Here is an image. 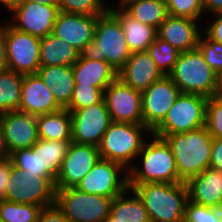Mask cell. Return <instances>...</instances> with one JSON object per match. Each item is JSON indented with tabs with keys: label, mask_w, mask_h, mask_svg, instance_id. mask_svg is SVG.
<instances>
[{
	"label": "cell",
	"mask_w": 222,
	"mask_h": 222,
	"mask_svg": "<svg viewBox=\"0 0 222 222\" xmlns=\"http://www.w3.org/2000/svg\"><path fill=\"white\" fill-rule=\"evenodd\" d=\"M135 161L128 169V184L183 182L178 177L173 153L163 138L152 134Z\"/></svg>",
	"instance_id": "6da1fadb"
},
{
	"label": "cell",
	"mask_w": 222,
	"mask_h": 222,
	"mask_svg": "<svg viewBox=\"0 0 222 222\" xmlns=\"http://www.w3.org/2000/svg\"><path fill=\"white\" fill-rule=\"evenodd\" d=\"M142 200L151 222H184L186 182L128 184Z\"/></svg>",
	"instance_id": "7a4b0ae2"
},
{
	"label": "cell",
	"mask_w": 222,
	"mask_h": 222,
	"mask_svg": "<svg viewBox=\"0 0 222 222\" xmlns=\"http://www.w3.org/2000/svg\"><path fill=\"white\" fill-rule=\"evenodd\" d=\"M175 158L178 177L187 182L209 167L213 137L206 126L184 133L165 135Z\"/></svg>",
	"instance_id": "3957f363"
},
{
	"label": "cell",
	"mask_w": 222,
	"mask_h": 222,
	"mask_svg": "<svg viewBox=\"0 0 222 222\" xmlns=\"http://www.w3.org/2000/svg\"><path fill=\"white\" fill-rule=\"evenodd\" d=\"M132 55L120 21L108 10L98 17L94 40L87 43L80 56L104 60L119 71Z\"/></svg>",
	"instance_id": "277c9868"
},
{
	"label": "cell",
	"mask_w": 222,
	"mask_h": 222,
	"mask_svg": "<svg viewBox=\"0 0 222 222\" xmlns=\"http://www.w3.org/2000/svg\"><path fill=\"white\" fill-rule=\"evenodd\" d=\"M151 135L145 125L112 121L98 146L100 157L120 163L128 170Z\"/></svg>",
	"instance_id": "5b68a950"
},
{
	"label": "cell",
	"mask_w": 222,
	"mask_h": 222,
	"mask_svg": "<svg viewBox=\"0 0 222 222\" xmlns=\"http://www.w3.org/2000/svg\"><path fill=\"white\" fill-rule=\"evenodd\" d=\"M182 93L210 98L220 93L217 74L206 63L198 49L180 52L169 74Z\"/></svg>",
	"instance_id": "8992f818"
},
{
	"label": "cell",
	"mask_w": 222,
	"mask_h": 222,
	"mask_svg": "<svg viewBox=\"0 0 222 222\" xmlns=\"http://www.w3.org/2000/svg\"><path fill=\"white\" fill-rule=\"evenodd\" d=\"M208 98L181 93L165 118L152 130V134L165 135L184 133L206 126V104Z\"/></svg>",
	"instance_id": "52a82bcc"
},
{
	"label": "cell",
	"mask_w": 222,
	"mask_h": 222,
	"mask_svg": "<svg viewBox=\"0 0 222 222\" xmlns=\"http://www.w3.org/2000/svg\"><path fill=\"white\" fill-rule=\"evenodd\" d=\"M113 198L89 194L76 187L56 189L55 205L70 222H102L109 214Z\"/></svg>",
	"instance_id": "ba28073f"
},
{
	"label": "cell",
	"mask_w": 222,
	"mask_h": 222,
	"mask_svg": "<svg viewBox=\"0 0 222 222\" xmlns=\"http://www.w3.org/2000/svg\"><path fill=\"white\" fill-rule=\"evenodd\" d=\"M55 196V183L49 177L11 168L5 200L44 208L55 204Z\"/></svg>",
	"instance_id": "9c48e42d"
},
{
	"label": "cell",
	"mask_w": 222,
	"mask_h": 222,
	"mask_svg": "<svg viewBox=\"0 0 222 222\" xmlns=\"http://www.w3.org/2000/svg\"><path fill=\"white\" fill-rule=\"evenodd\" d=\"M7 68L21 75L36 74L40 67L41 38L5 23Z\"/></svg>",
	"instance_id": "30bf717a"
},
{
	"label": "cell",
	"mask_w": 222,
	"mask_h": 222,
	"mask_svg": "<svg viewBox=\"0 0 222 222\" xmlns=\"http://www.w3.org/2000/svg\"><path fill=\"white\" fill-rule=\"evenodd\" d=\"M79 190L114 198L128 186V170L120 163L100 159L76 186Z\"/></svg>",
	"instance_id": "8fae6325"
},
{
	"label": "cell",
	"mask_w": 222,
	"mask_h": 222,
	"mask_svg": "<svg viewBox=\"0 0 222 222\" xmlns=\"http://www.w3.org/2000/svg\"><path fill=\"white\" fill-rule=\"evenodd\" d=\"M59 13L58 5L19 1L9 11L11 18L7 22L19 31L43 38L53 32L54 23Z\"/></svg>",
	"instance_id": "7c38bea8"
},
{
	"label": "cell",
	"mask_w": 222,
	"mask_h": 222,
	"mask_svg": "<svg viewBox=\"0 0 222 222\" xmlns=\"http://www.w3.org/2000/svg\"><path fill=\"white\" fill-rule=\"evenodd\" d=\"M104 101L112 121L143 125L141 91L117 77L104 90Z\"/></svg>",
	"instance_id": "4fadbf2b"
},
{
	"label": "cell",
	"mask_w": 222,
	"mask_h": 222,
	"mask_svg": "<svg viewBox=\"0 0 222 222\" xmlns=\"http://www.w3.org/2000/svg\"><path fill=\"white\" fill-rule=\"evenodd\" d=\"M68 111L72 120V142L98 147L112 122L104 99L100 103Z\"/></svg>",
	"instance_id": "5bb4252c"
},
{
	"label": "cell",
	"mask_w": 222,
	"mask_h": 222,
	"mask_svg": "<svg viewBox=\"0 0 222 222\" xmlns=\"http://www.w3.org/2000/svg\"><path fill=\"white\" fill-rule=\"evenodd\" d=\"M182 92L169 75L142 91L143 125L151 131L165 118Z\"/></svg>",
	"instance_id": "9a60e30c"
},
{
	"label": "cell",
	"mask_w": 222,
	"mask_h": 222,
	"mask_svg": "<svg viewBox=\"0 0 222 222\" xmlns=\"http://www.w3.org/2000/svg\"><path fill=\"white\" fill-rule=\"evenodd\" d=\"M100 159L97 146L71 142L62 161L55 188L76 187Z\"/></svg>",
	"instance_id": "2e32d148"
},
{
	"label": "cell",
	"mask_w": 222,
	"mask_h": 222,
	"mask_svg": "<svg viewBox=\"0 0 222 222\" xmlns=\"http://www.w3.org/2000/svg\"><path fill=\"white\" fill-rule=\"evenodd\" d=\"M6 146L9 153L32 148L38 141L37 116L21 111L0 114Z\"/></svg>",
	"instance_id": "e0dca14e"
},
{
	"label": "cell",
	"mask_w": 222,
	"mask_h": 222,
	"mask_svg": "<svg viewBox=\"0 0 222 222\" xmlns=\"http://www.w3.org/2000/svg\"><path fill=\"white\" fill-rule=\"evenodd\" d=\"M99 16L101 15H79L60 11L52 34L81 52L87 43L94 40Z\"/></svg>",
	"instance_id": "ac0fdd59"
},
{
	"label": "cell",
	"mask_w": 222,
	"mask_h": 222,
	"mask_svg": "<svg viewBox=\"0 0 222 222\" xmlns=\"http://www.w3.org/2000/svg\"><path fill=\"white\" fill-rule=\"evenodd\" d=\"M198 23V20L168 14L157 28V37L167 41L180 52L195 50L203 32Z\"/></svg>",
	"instance_id": "d6986e66"
},
{
	"label": "cell",
	"mask_w": 222,
	"mask_h": 222,
	"mask_svg": "<svg viewBox=\"0 0 222 222\" xmlns=\"http://www.w3.org/2000/svg\"><path fill=\"white\" fill-rule=\"evenodd\" d=\"M61 109L50 88L37 74L23 75L19 111L39 116Z\"/></svg>",
	"instance_id": "ffe728a7"
},
{
	"label": "cell",
	"mask_w": 222,
	"mask_h": 222,
	"mask_svg": "<svg viewBox=\"0 0 222 222\" xmlns=\"http://www.w3.org/2000/svg\"><path fill=\"white\" fill-rule=\"evenodd\" d=\"M147 51L134 52L118 71V78L135 90L144 91L163 77Z\"/></svg>",
	"instance_id": "44dd1931"
},
{
	"label": "cell",
	"mask_w": 222,
	"mask_h": 222,
	"mask_svg": "<svg viewBox=\"0 0 222 222\" xmlns=\"http://www.w3.org/2000/svg\"><path fill=\"white\" fill-rule=\"evenodd\" d=\"M188 198L200 205L222 209V171L206 168L186 182Z\"/></svg>",
	"instance_id": "7402d4cb"
},
{
	"label": "cell",
	"mask_w": 222,
	"mask_h": 222,
	"mask_svg": "<svg viewBox=\"0 0 222 222\" xmlns=\"http://www.w3.org/2000/svg\"><path fill=\"white\" fill-rule=\"evenodd\" d=\"M116 6L110 3L109 11L120 21L129 49L132 53L146 51L155 41L157 30L134 19L118 3Z\"/></svg>",
	"instance_id": "603a6c76"
},
{
	"label": "cell",
	"mask_w": 222,
	"mask_h": 222,
	"mask_svg": "<svg viewBox=\"0 0 222 222\" xmlns=\"http://www.w3.org/2000/svg\"><path fill=\"white\" fill-rule=\"evenodd\" d=\"M75 85H91L105 90L118 77V71L104 60L79 56L72 66Z\"/></svg>",
	"instance_id": "cb8c5ba5"
},
{
	"label": "cell",
	"mask_w": 222,
	"mask_h": 222,
	"mask_svg": "<svg viewBox=\"0 0 222 222\" xmlns=\"http://www.w3.org/2000/svg\"><path fill=\"white\" fill-rule=\"evenodd\" d=\"M36 74L50 88L56 102L66 108L74 93L72 66H40Z\"/></svg>",
	"instance_id": "d4e9b609"
},
{
	"label": "cell",
	"mask_w": 222,
	"mask_h": 222,
	"mask_svg": "<svg viewBox=\"0 0 222 222\" xmlns=\"http://www.w3.org/2000/svg\"><path fill=\"white\" fill-rule=\"evenodd\" d=\"M80 52L52 33L41 38L40 66H73Z\"/></svg>",
	"instance_id": "484cf974"
},
{
	"label": "cell",
	"mask_w": 222,
	"mask_h": 222,
	"mask_svg": "<svg viewBox=\"0 0 222 222\" xmlns=\"http://www.w3.org/2000/svg\"><path fill=\"white\" fill-rule=\"evenodd\" d=\"M38 137L51 141H72V120L66 108L37 116Z\"/></svg>",
	"instance_id": "4316f807"
},
{
	"label": "cell",
	"mask_w": 222,
	"mask_h": 222,
	"mask_svg": "<svg viewBox=\"0 0 222 222\" xmlns=\"http://www.w3.org/2000/svg\"><path fill=\"white\" fill-rule=\"evenodd\" d=\"M119 5L134 19L156 30L168 15L165 0H120Z\"/></svg>",
	"instance_id": "83f0119b"
},
{
	"label": "cell",
	"mask_w": 222,
	"mask_h": 222,
	"mask_svg": "<svg viewBox=\"0 0 222 222\" xmlns=\"http://www.w3.org/2000/svg\"><path fill=\"white\" fill-rule=\"evenodd\" d=\"M72 141H51L39 138L32 150H39L43 176L49 177L54 183L59 174L62 161Z\"/></svg>",
	"instance_id": "f1b7e54d"
},
{
	"label": "cell",
	"mask_w": 222,
	"mask_h": 222,
	"mask_svg": "<svg viewBox=\"0 0 222 222\" xmlns=\"http://www.w3.org/2000/svg\"><path fill=\"white\" fill-rule=\"evenodd\" d=\"M110 215L123 222H151L142 200L130 188L113 198Z\"/></svg>",
	"instance_id": "f546056e"
},
{
	"label": "cell",
	"mask_w": 222,
	"mask_h": 222,
	"mask_svg": "<svg viewBox=\"0 0 222 222\" xmlns=\"http://www.w3.org/2000/svg\"><path fill=\"white\" fill-rule=\"evenodd\" d=\"M23 75L12 70L0 72V114L19 111Z\"/></svg>",
	"instance_id": "4dcf8cb0"
},
{
	"label": "cell",
	"mask_w": 222,
	"mask_h": 222,
	"mask_svg": "<svg viewBox=\"0 0 222 222\" xmlns=\"http://www.w3.org/2000/svg\"><path fill=\"white\" fill-rule=\"evenodd\" d=\"M41 210L39 205L0 199V217L3 222H37Z\"/></svg>",
	"instance_id": "1f68e13d"
},
{
	"label": "cell",
	"mask_w": 222,
	"mask_h": 222,
	"mask_svg": "<svg viewBox=\"0 0 222 222\" xmlns=\"http://www.w3.org/2000/svg\"><path fill=\"white\" fill-rule=\"evenodd\" d=\"M146 51L164 75L172 72L180 54L179 50L157 36Z\"/></svg>",
	"instance_id": "d6a6232c"
},
{
	"label": "cell",
	"mask_w": 222,
	"mask_h": 222,
	"mask_svg": "<svg viewBox=\"0 0 222 222\" xmlns=\"http://www.w3.org/2000/svg\"><path fill=\"white\" fill-rule=\"evenodd\" d=\"M60 11L79 15H103L109 10L105 0H58Z\"/></svg>",
	"instance_id": "836d02e7"
},
{
	"label": "cell",
	"mask_w": 222,
	"mask_h": 222,
	"mask_svg": "<svg viewBox=\"0 0 222 222\" xmlns=\"http://www.w3.org/2000/svg\"><path fill=\"white\" fill-rule=\"evenodd\" d=\"M104 99V90L91 85H74V93L67 110L85 108Z\"/></svg>",
	"instance_id": "e575fe53"
},
{
	"label": "cell",
	"mask_w": 222,
	"mask_h": 222,
	"mask_svg": "<svg viewBox=\"0 0 222 222\" xmlns=\"http://www.w3.org/2000/svg\"><path fill=\"white\" fill-rule=\"evenodd\" d=\"M12 164L18 170H25L27 173L43 176L39 150L32 148L19 149L10 154Z\"/></svg>",
	"instance_id": "d590c367"
},
{
	"label": "cell",
	"mask_w": 222,
	"mask_h": 222,
	"mask_svg": "<svg viewBox=\"0 0 222 222\" xmlns=\"http://www.w3.org/2000/svg\"><path fill=\"white\" fill-rule=\"evenodd\" d=\"M167 13L172 16L201 20L204 15L202 0H165Z\"/></svg>",
	"instance_id": "8d00e7d4"
},
{
	"label": "cell",
	"mask_w": 222,
	"mask_h": 222,
	"mask_svg": "<svg viewBox=\"0 0 222 222\" xmlns=\"http://www.w3.org/2000/svg\"><path fill=\"white\" fill-rule=\"evenodd\" d=\"M197 49L210 68L218 75L222 70V43L210 39L202 32Z\"/></svg>",
	"instance_id": "74e56055"
},
{
	"label": "cell",
	"mask_w": 222,
	"mask_h": 222,
	"mask_svg": "<svg viewBox=\"0 0 222 222\" xmlns=\"http://www.w3.org/2000/svg\"><path fill=\"white\" fill-rule=\"evenodd\" d=\"M206 128L213 138H222V93L207 100Z\"/></svg>",
	"instance_id": "f35d334b"
},
{
	"label": "cell",
	"mask_w": 222,
	"mask_h": 222,
	"mask_svg": "<svg viewBox=\"0 0 222 222\" xmlns=\"http://www.w3.org/2000/svg\"><path fill=\"white\" fill-rule=\"evenodd\" d=\"M184 222H222V209L200 205L188 199Z\"/></svg>",
	"instance_id": "ab89813d"
},
{
	"label": "cell",
	"mask_w": 222,
	"mask_h": 222,
	"mask_svg": "<svg viewBox=\"0 0 222 222\" xmlns=\"http://www.w3.org/2000/svg\"><path fill=\"white\" fill-rule=\"evenodd\" d=\"M209 23L202 24L203 32L212 40L222 43V13L211 15ZM214 18V20H213ZM212 20V21H211ZM211 22V23H210Z\"/></svg>",
	"instance_id": "60d3db41"
},
{
	"label": "cell",
	"mask_w": 222,
	"mask_h": 222,
	"mask_svg": "<svg viewBox=\"0 0 222 222\" xmlns=\"http://www.w3.org/2000/svg\"><path fill=\"white\" fill-rule=\"evenodd\" d=\"M37 222H70L57 205L42 208Z\"/></svg>",
	"instance_id": "b9f144b4"
},
{
	"label": "cell",
	"mask_w": 222,
	"mask_h": 222,
	"mask_svg": "<svg viewBox=\"0 0 222 222\" xmlns=\"http://www.w3.org/2000/svg\"><path fill=\"white\" fill-rule=\"evenodd\" d=\"M209 167L222 171V138H213Z\"/></svg>",
	"instance_id": "7bdbcfd3"
},
{
	"label": "cell",
	"mask_w": 222,
	"mask_h": 222,
	"mask_svg": "<svg viewBox=\"0 0 222 222\" xmlns=\"http://www.w3.org/2000/svg\"><path fill=\"white\" fill-rule=\"evenodd\" d=\"M12 167L13 164L10 158L0 161V199L5 198Z\"/></svg>",
	"instance_id": "ee69618b"
},
{
	"label": "cell",
	"mask_w": 222,
	"mask_h": 222,
	"mask_svg": "<svg viewBox=\"0 0 222 222\" xmlns=\"http://www.w3.org/2000/svg\"><path fill=\"white\" fill-rule=\"evenodd\" d=\"M1 23H0V72H3L8 68L6 60L5 23L4 21Z\"/></svg>",
	"instance_id": "f6af8a7d"
},
{
	"label": "cell",
	"mask_w": 222,
	"mask_h": 222,
	"mask_svg": "<svg viewBox=\"0 0 222 222\" xmlns=\"http://www.w3.org/2000/svg\"><path fill=\"white\" fill-rule=\"evenodd\" d=\"M202 1H203V10L205 16L222 13V0H202Z\"/></svg>",
	"instance_id": "bcb514c9"
},
{
	"label": "cell",
	"mask_w": 222,
	"mask_h": 222,
	"mask_svg": "<svg viewBox=\"0 0 222 222\" xmlns=\"http://www.w3.org/2000/svg\"><path fill=\"white\" fill-rule=\"evenodd\" d=\"M10 158V153L6 146L3 128L0 121V161Z\"/></svg>",
	"instance_id": "7dc6e473"
},
{
	"label": "cell",
	"mask_w": 222,
	"mask_h": 222,
	"mask_svg": "<svg viewBox=\"0 0 222 222\" xmlns=\"http://www.w3.org/2000/svg\"><path fill=\"white\" fill-rule=\"evenodd\" d=\"M20 0H0V7L6 8L5 10L10 11Z\"/></svg>",
	"instance_id": "c3c4849f"
},
{
	"label": "cell",
	"mask_w": 222,
	"mask_h": 222,
	"mask_svg": "<svg viewBox=\"0 0 222 222\" xmlns=\"http://www.w3.org/2000/svg\"><path fill=\"white\" fill-rule=\"evenodd\" d=\"M20 1H32L45 5H58V0H20Z\"/></svg>",
	"instance_id": "681fc988"
},
{
	"label": "cell",
	"mask_w": 222,
	"mask_h": 222,
	"mask_svg": "<svg viewBox=\"0 0 222 222\" xmlns=\"http://www.w3.org/2000/svg\"><path fill=\"white\" fill-rule=\"evenodd\" d=\"M102 222H123L122 220H117L110 214ZM128 222V221H127Z\"/></svg>",
	"instance_id": "f907efd6"
},
{
	"label": "cell",
	"mask_w": 222,
	"mask_h": 222,
	"mask_svg": "<svg viewBox=\"0 0 222 222\" xmlns=\"http://www.w3.org/2000/svg\"><path fill=\"white\" fill-rule=\"evenodd\" d=\"M218 77V83H219V90H220V93H222V70L221 72L217 75Z\"/></svg>",
	"instance_id": "816d5d0a"
}]
</instances>
